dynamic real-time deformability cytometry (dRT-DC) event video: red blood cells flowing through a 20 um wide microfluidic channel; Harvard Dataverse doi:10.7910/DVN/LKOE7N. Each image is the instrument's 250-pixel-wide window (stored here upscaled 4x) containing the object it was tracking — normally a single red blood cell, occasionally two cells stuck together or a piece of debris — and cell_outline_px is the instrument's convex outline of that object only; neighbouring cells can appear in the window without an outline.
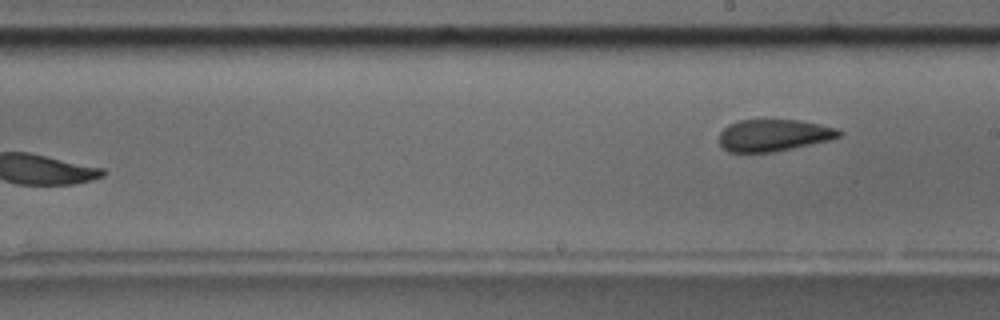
{"species": "common noctule bat (a hibernating species)", "species_latin": "Nyctalus noctula", "temperature_condition": "room temperature", "stored_images_in_passage": 10, "camera_frame_rate_fps": 3000, "um_per_image_px": 0.085, "animal": {"sex": "male", "body_mass_g": 17.5, "forearm_length_mm": 52.3}, "frame": {"image": 1, "passage_image": 10, "time_ms": 11.333, "image_size_px": [1000, 320], "cell_outline_px": [[844, 132], [840, 136], [828, 140], [776, 152], [728, 152], [720, 144], [720, 132], [728, 124], [740, 120], [800, 120], [820, 124], [836, 128]], "centroid_in_image_um": [65.76, 11.49], "position_along_channel_um": 223.2, "area_um2": 22.25}}